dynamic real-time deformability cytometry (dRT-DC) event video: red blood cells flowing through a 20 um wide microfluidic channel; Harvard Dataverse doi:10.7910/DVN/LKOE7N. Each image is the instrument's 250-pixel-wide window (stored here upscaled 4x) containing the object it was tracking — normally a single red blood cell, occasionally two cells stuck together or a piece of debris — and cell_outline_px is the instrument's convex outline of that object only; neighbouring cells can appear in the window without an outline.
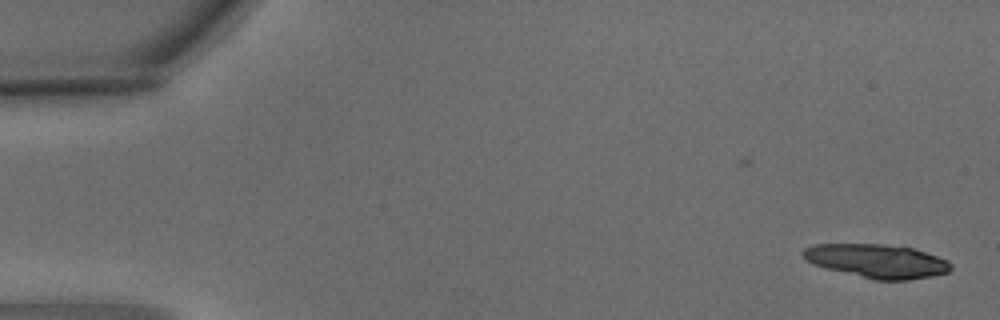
{"species": "common noctule bat (a hibernating species)", "species_latin": "Nyctalus noctula", "temperature_condition": "warm", "stored_images_in_passage": 3, "camera_frame_rate_fps": 3000, "um_per_image_px": 0.085, "animal": {"sex": "male", "body_mass_g": 15.6}, "frame": {"image": 1, "passage_image": 3, "time_ms": 0.667, "image_size_px": [1000, 320], "cell_outline_px": [[952, 268], [948, 272], [932, 276], [908, 280], [876, 280], [828, 268], [804, 260], [800, 252], [804, 248], [816, 244], [884, 244], [912, 248], [948, 260], [952, 264]], "centroid_in_image_um": [74.55, 22.18], "position_along_channel_um": 10.5, "area_um2": 28.78}}